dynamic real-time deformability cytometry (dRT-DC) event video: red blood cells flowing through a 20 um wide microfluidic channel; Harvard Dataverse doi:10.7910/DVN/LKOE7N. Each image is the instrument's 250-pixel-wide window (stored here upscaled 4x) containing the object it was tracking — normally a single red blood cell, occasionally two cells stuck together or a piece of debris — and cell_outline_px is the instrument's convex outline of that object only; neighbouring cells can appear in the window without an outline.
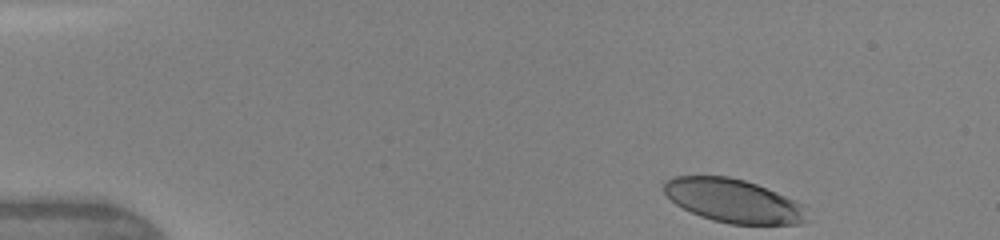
{"species": "human", "species_latin": "Homo sapiens", "temperature_condition": "warm", "stored_images_in_passage": 6, "camera_frame_rate_fps": 3000, "um_per_image_px": 0.085, "donor": {"sex": "female"}, "frame": {"image": 1, "passage_image": 1, "time_ms": 0.0, "image_size_px": [1000, 240], "cell_outline_px": [[808, 208], [804, 220], [800, 224], [728, 224], [712, 220], [700, 216], [676, 204], [664, 192], [664, 180], [676, 176], [728, 176], [744, 180], [756, 184], [796, 200], [804, 204]], "centroid_in_image_um": [62.36, 17.07], "position_along_channel_um": 22.6, "area_um2": 36.24}}
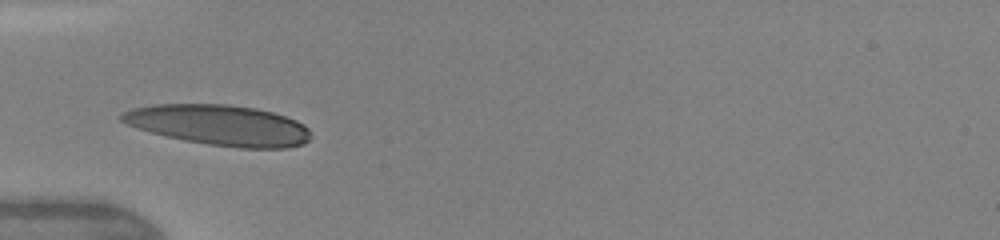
{"frame": {"image": 2, "passage_image": 5, "time_ms": 3.333, "image_size_px": [1000, 240], "cell_outline_px": [[312, 136], [304, 144], [288, 148], [240, 148], [208, 144], [184, 140], [136, 128], [120, 120], [120, 112], [132, 108], [156, 104], [228, 104], [256, 108], [272, 112], [296, 120], [304, 124], [308, 128]], "centroid_in_image_um": [18.65, 10.63], "position_along_channel_um": 66.3, "area_um2": 44.68}}